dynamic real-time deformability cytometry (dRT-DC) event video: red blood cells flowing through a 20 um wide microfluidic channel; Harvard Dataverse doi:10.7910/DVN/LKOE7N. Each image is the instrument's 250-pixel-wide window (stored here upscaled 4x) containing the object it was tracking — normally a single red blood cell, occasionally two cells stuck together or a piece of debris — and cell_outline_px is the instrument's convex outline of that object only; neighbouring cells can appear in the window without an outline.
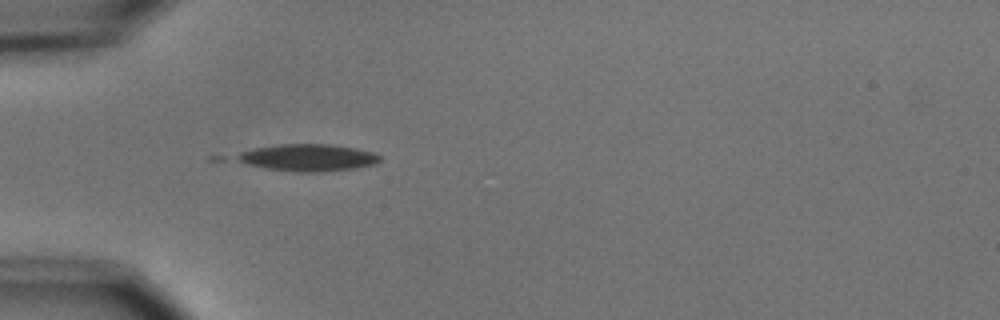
{"species": "common noctule bat (a hibernating species)", "species_latin": "Nyctalus noctula", "temperature_condition": "cold", "stored_images_in_passage": 3, "camera_frame_rate_fps": 3000, "um_per_image_px": 0.085, "animal": {"sex": "male", "body_mass_g": 15.6}, "frame": {"image": 1, "passage_image": 3, "time_ms": 2.333, "image_size_px": [1000, 320], "cell_outline_px": [[380, 160], [376, 164], [356, 168], [320, 172], [292, 172], [264, 168], [248, 164], [232, 156], [240, 152], [256, 148], [280, 144], [328, 144], [356, 148], [372, 152], [380, 156]], "centroid_in_image_um": [26.18, 13.4], "position_along_channel_um": 58.8, "area_um2": 22.48}}